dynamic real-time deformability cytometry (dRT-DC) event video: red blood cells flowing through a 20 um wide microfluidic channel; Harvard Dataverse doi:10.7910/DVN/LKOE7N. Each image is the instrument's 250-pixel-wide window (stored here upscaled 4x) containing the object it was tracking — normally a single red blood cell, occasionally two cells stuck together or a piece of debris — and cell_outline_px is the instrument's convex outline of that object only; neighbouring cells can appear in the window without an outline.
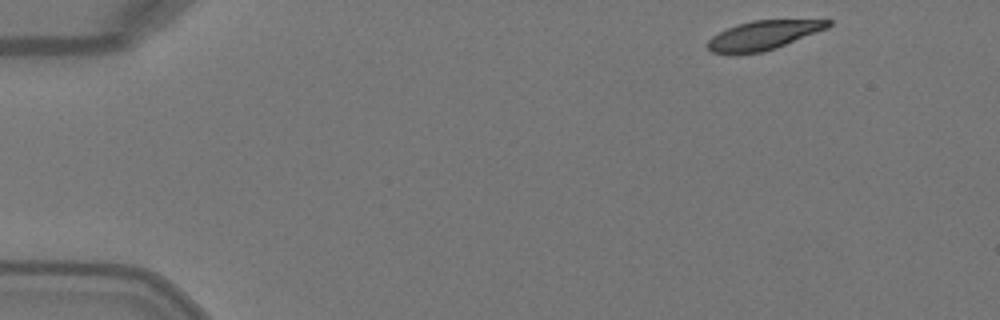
{"species": "Egyptian fruit bat (a non-hibernating species)", "species_latin": "Rousettus aegyptiacus", "temperature_condition": "warm", "stored_images_in_passage": 4, "camera_frame_rate_fps": 3000, "um_per_image_px": 0.085, "animal": {"sex": "female"}, "frame": {"image": 1, "passage_image": 1, "time_ms": 0.0, "image_size_px": [1000, 320], "cell_outline_px": [[832, 24], [828, 28], [776, 48], [760, 52], [712, 52], [708, 48], [708, 40], [712, 36], [736, 24], [752, 20], [832, 20]], "centroid_in_image_um": [64.93, 2.96], "position_along_channel_um": 20.1, "area_um2": 19.88}}
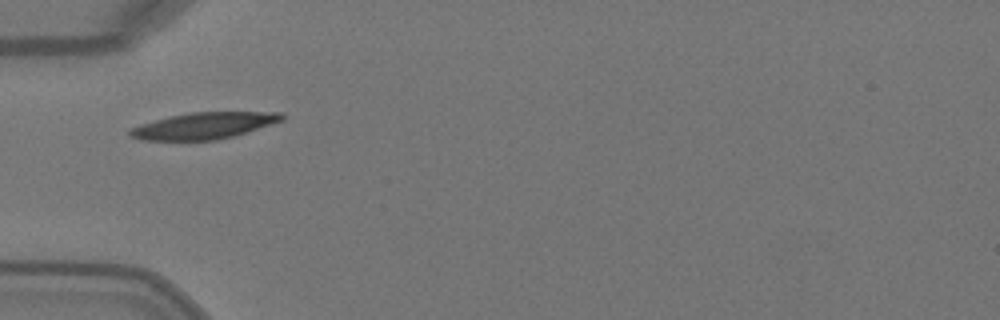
{"frame": {"image": 2, "passage_image": 4, "time_ms": 1.0, "image_size_px": [1000, 320], "cell_outline_px": [[284, 120], [272, 124], [232, 136], [216, 140], [140, 140], [128, 136], [128, 128], [140, 124], [168, 116], [188, 112], [284, 112]], "centroid_in_image_um": [17.28, 10.68], "position_along_channel_um": 67.7, "area_um2": 23.58}}